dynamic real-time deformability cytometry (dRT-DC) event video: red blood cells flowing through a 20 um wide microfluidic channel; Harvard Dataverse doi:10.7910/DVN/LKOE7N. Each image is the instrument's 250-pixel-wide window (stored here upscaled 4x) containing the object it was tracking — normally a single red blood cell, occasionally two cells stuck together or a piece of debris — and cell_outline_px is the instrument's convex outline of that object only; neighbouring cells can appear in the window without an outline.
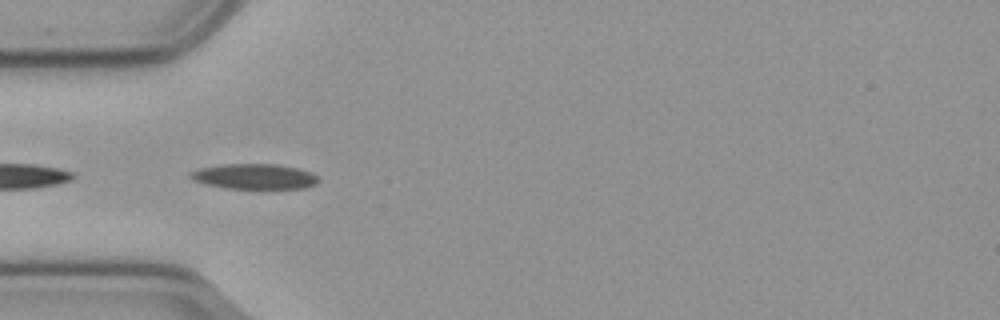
{"species": "common noctule bat (a hibernating species)", "species_latin": "Nyctalus noctula", "temperature_condition": "cold", "stored_images_in_passage": 16, "camera_frame_rate_fps": 3000, "um_per_image_px": 0.085, "animal": {"sex": "male", "body_mass_g": 23.1, "forearm_length_mm": 52.7}, "frame": {"image": 1, "passage_image": 1, "time_ms": 0.0, "image_size_px": [1000, 320], "cell_outline_px": [[320, 180], [316, 184], [304, 188], [224, 188], [204, 184], [192, 180], [188, 176], [188, 172], [200, 168], [220, 164], [276, 164], [296, 168], [312, 172]], "centroid_in_image_um": [21.57, 15.0], "position_along_channel_um": 63.4, "area_um2": 18.96}}
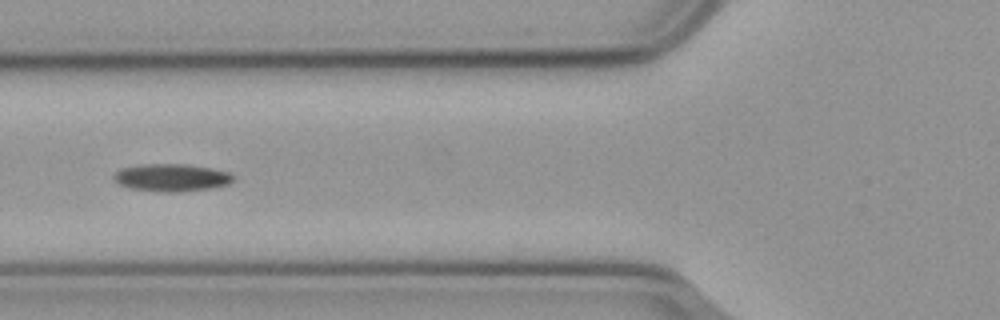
{"frame": {"image": 2, "passage_image": 5, "time_ms": 1.333, "image_size_px": [1000, 320], "cell_outline_px": [[236, 176], [228, 184], [212, 188], [180, 192], [156, 192], [128, 188], [120, 184], [112, 176], [120, 168], [144, 164], [188, 164], [212, 168], [228, 172]], "centroid_in_image_um": [14.59, 15.1], "position_along_channel_um": 111.2, "area_um2": 19.36}}